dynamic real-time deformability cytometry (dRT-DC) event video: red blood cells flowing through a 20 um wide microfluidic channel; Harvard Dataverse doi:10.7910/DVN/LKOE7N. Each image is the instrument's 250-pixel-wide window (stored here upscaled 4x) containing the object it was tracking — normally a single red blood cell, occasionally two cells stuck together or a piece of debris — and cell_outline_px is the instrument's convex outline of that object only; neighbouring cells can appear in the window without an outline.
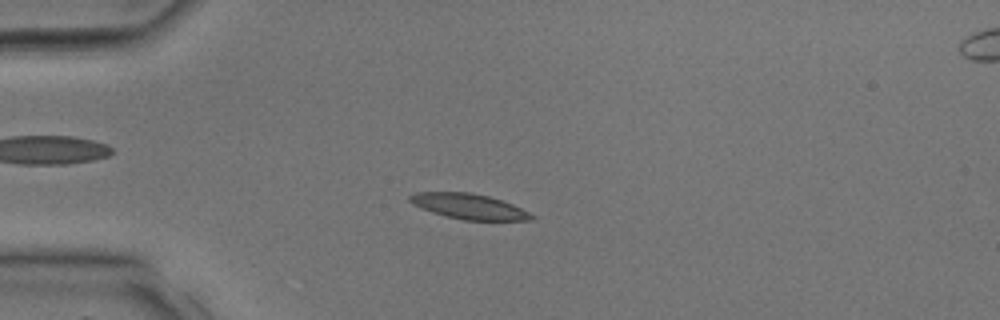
{"species": "common noctule bat (a hibernating species)", "species_latin": "Nyctalus noctula", "temperature_condition": "room temperature", "stored_images_in_passage": 10, "camera_frame_rate_fps": 3000, "um_per_image_px": 0.085, "animal": {"sex": "male", "body_mass_g": 17.9, "forearm_length_mm": 54.2}, "frame": {"image": 1, "passage_image": 9, "time_ms": 2.667, "image_size_px": [1000, 320], "cell_outline_px": [[536, 216], [532, 220], [464, 220], [432, 212], [412, 204], [408, 200], [408, 196], [412, 192], [472, 192], [504, 200]], "centroid_in_image_um": [39.84, 17.53], "position_along_channel_um": 45.2, "area_um2": 17.98}}